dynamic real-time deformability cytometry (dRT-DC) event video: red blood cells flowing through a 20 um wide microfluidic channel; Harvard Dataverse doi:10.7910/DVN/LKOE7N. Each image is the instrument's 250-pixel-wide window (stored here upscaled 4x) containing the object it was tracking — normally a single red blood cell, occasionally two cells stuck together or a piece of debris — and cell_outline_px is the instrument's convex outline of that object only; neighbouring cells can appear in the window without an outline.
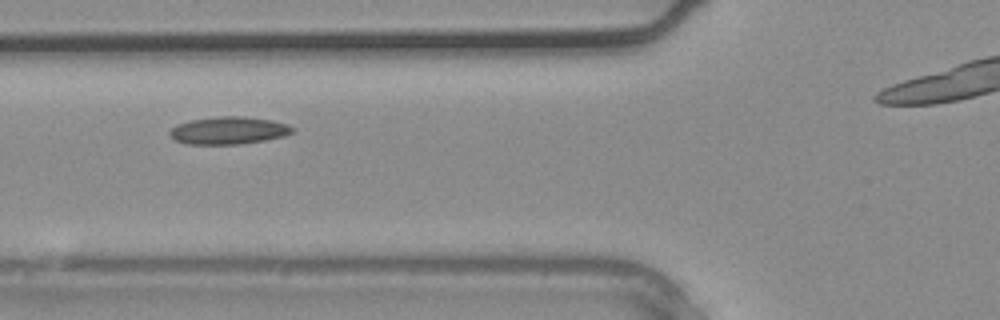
{"species": "common noctule bat (a hibernating species)", "species_latin": "Nyctalus noctula", "temperature_condition": "warm", "stored_images_in_passage": 14, "camera_frame_rate_fps": 3000, "um_per_image_px": 0.085, "animal": {"sex": "male", "body_mass_g": 20.4}, "frame": {"image": 1, "passage_image": 3, "time_ms": 0.667, "image_size_px": [1000, 320], "cell_outline_px": [[296, 128], [292, 132], [284, 136], [264, 140], [240, 144], [188, 144], [176, 140], [168, 132], [176, 124], [192, 120], [220, 116], [244, 116], [272, 120], [288, 124]], "centroid_in_image_um": [19.46, 11.08], "position_along_channel_um": 106.3, "area_um2": 19.59}}